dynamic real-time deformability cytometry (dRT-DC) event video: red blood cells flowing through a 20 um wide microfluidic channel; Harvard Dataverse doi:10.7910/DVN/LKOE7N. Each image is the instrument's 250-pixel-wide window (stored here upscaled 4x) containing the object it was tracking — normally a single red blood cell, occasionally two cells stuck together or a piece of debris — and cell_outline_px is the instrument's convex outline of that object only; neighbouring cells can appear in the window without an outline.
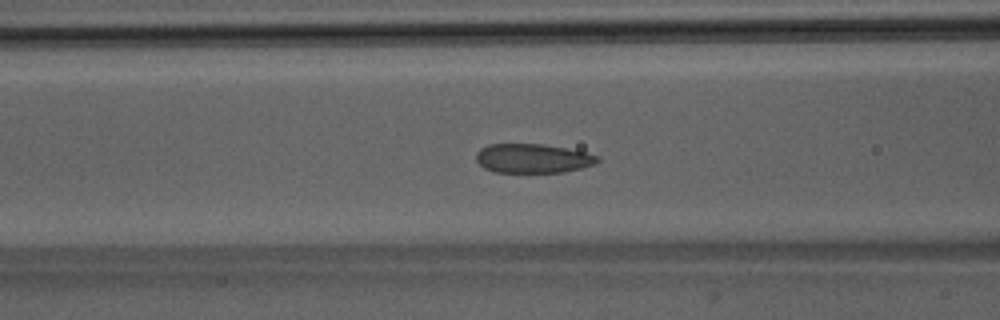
{"species": "Egyptian fruit bat (a non-hibernating species)", "species_latin": "Rousettus aegyptiacus", "temperature_condition": "room temperature", "stored_images_in_passage": 51, "camera_frame_rate_fps": 3000, "um_per_image_px": 0.085, "animal": {"sex": "male"}, "frame": {"image": 1, "passage_image": 20, "time_ms": 6.333, "image_size_px": [1000, 320], "cell_outline_px": [[600, 160], [596, 164], [564, 172], [492, 172], [484, 168], [476, 160], [476, 152], [480, 148], [488, 144], [544, 144], [568, 148], [600, 156]], "centroid_in_image_um": [45.29, 13.46], "position_along_channel_um": 121.3, "area_um2": 20.81}}
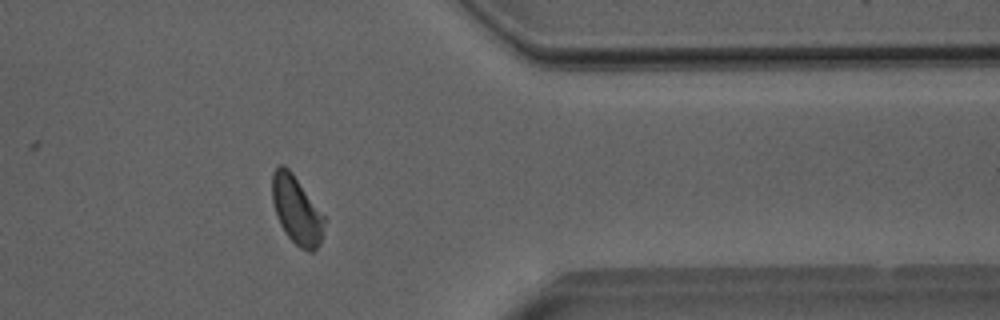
{"frame": {"image": 2, "passage_image": 41, "time_ms": 13.333, "image_size_px": [1000, 320], "cell_outline_px": [[324, 224], [320, 244], [312, 252], [308, 252], [300, 248], [288, 236], [280, 224], [276, 216], [272, 200], [272, 172], [280, 164], [284, 164], [292, 172], [324, 216]], "centroid_in_image_um": [25.19, 17.85], "position_along_channel_um": 386.2, "area_um2": 20.46}}
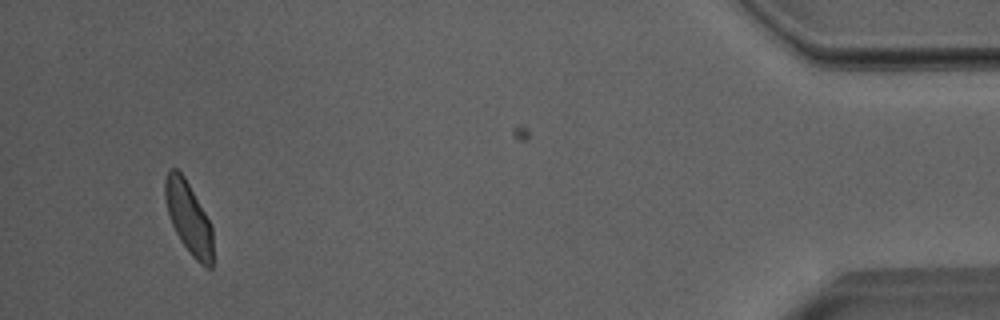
{"frame": {"image": 3, "passage_image": 48, "time_ms": 15.667, "image_size_px": [1000, 320], "cell_outline_px": [[212, 268], [208, 268], [200, 264], [192, 256], [180, 240], [172, 224], [168, 212], [164, 196], [164, 180], [168, 168], [176, 168], [184, 176], [212, 224]], "centroid_in_image_um": [16.02, 18.49], "position_along_channel_um": 419.2, "area_um2": 20.11}, "authors_computed_cell_mechanics": {"area_um2": 21.2704, "velocity_mm_per_s": 3.9858, "shape_relaxation_time_tau1_ms": 4.7868, "shape_relaxation_time_tau2_ms": 1.4342, "deformation_change_tau1": 0.1018, "deformation_change_tau2": 0.0612}}